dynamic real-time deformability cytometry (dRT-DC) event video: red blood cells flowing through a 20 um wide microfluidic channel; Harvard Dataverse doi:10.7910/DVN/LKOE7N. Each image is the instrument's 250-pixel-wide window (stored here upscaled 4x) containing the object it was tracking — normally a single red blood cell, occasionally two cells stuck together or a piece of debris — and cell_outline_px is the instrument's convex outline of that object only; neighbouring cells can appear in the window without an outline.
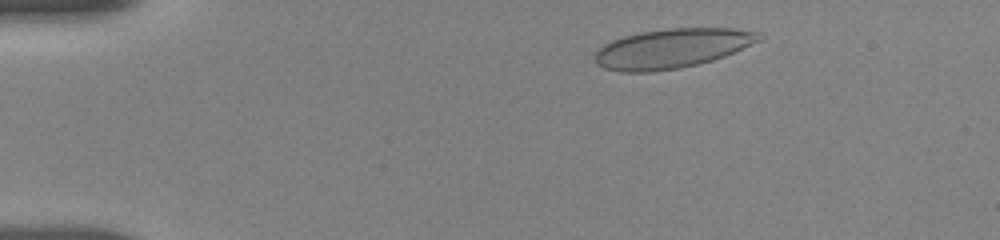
{"species": "human", "species_latin": "Homo sapiens", "temperature_condition": "room temperature", "stored_images_in_passage": 14, "camera_frame_rate_fps": 3000, "um_per_image_px": 0.085, "donor": {"sex": "female"}, "frame": {"image": 1, "passage_image": 3, "time_ms": 1.0, "image_size_px": [1000, 240], "cell_outline_px": [[764, 40], [724, 56], [712, 60], [680, 68], [648, 72], [620, 72], [604, 68], [596, 64], [596, 52], [604, 44], [612, 40], [624, 36], [640, 32], [668, 28], [732, 28], [764, 32]], "centroid_in_image_um": [57.19, 4.1], "position_along_channel_um": 27.8, "area_um2": 37.97}}
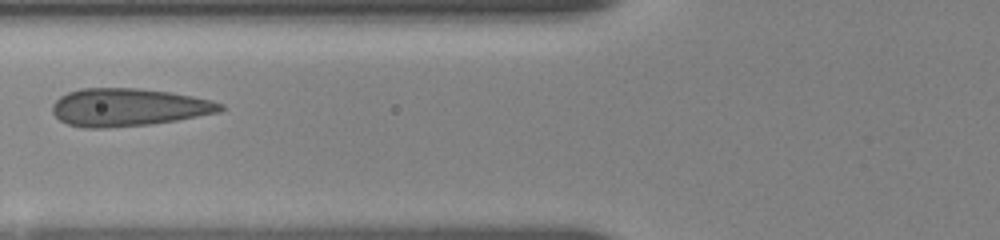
{"frame": {"image": 2, "passage_image": 11, "time_ms": 5.333, "image_size_px": [1000, 240], "cell_outline_px": [[224, 108], [220, 112], [176, 120], [152, 124], [112, 128], [84, 128], [68, 124], [60, 120], [52, 112], [52, 104], [60, 96], [68, 92], [80, 88], [136, 88], [168, 92], [192, 96], [212, 100], [224, 104]], "centroid_in_image_um": [10.9, 9.12], "position_along_channel_um": 114.9, "area_um2": 37.11}}
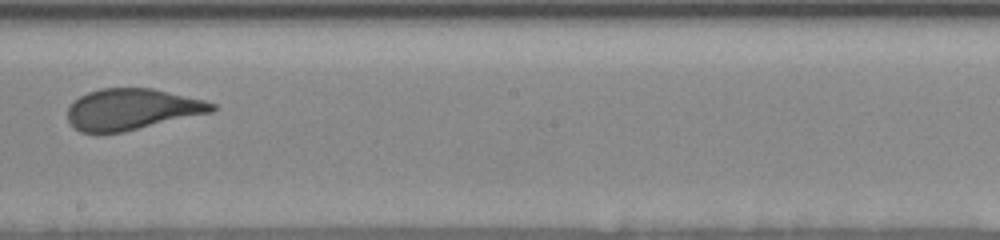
{"frame": {"image": 3, "passage_image": 14, "time_ms": 8.667, "image_size_px": [1000, 240], "cell_outline_px": [[216, 108], [212, 112], [120, 132], [96, 136], [80, 132], [68, 120], [68, 108], [80, 96], [88, 92], [100, 88], [152, 88], [204, 100], [216, 104]], "centroid_in_image_um": [11.17, 9.31], "position_along_channel_um": 237.0, "area_um2": 34.62}}